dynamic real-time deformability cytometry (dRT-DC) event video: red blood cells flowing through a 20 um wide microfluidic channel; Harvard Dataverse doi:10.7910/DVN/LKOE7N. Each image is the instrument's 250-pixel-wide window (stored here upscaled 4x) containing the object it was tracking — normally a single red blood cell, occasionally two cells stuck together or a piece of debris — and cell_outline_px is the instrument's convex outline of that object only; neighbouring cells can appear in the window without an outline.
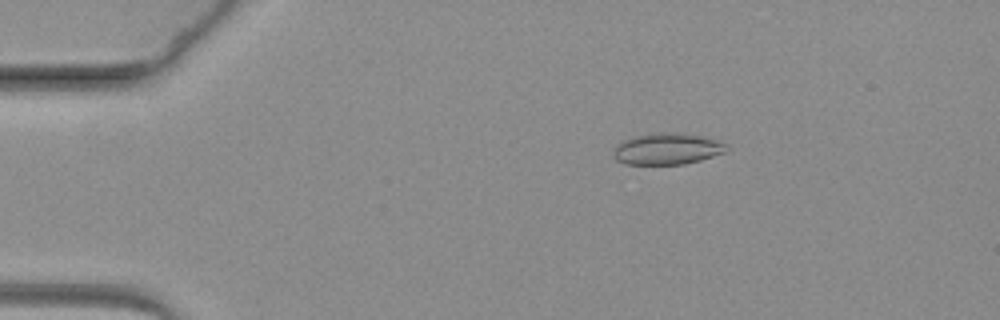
{"species": "common noctule bat (a hibernating species)", "species_latin": "Nyctalus noctula", "temperature_condition": "warm", "stored_images_in_passage": 63, "camera_frame_rate_fps": 3000, "um_per_image_px": 0.085, "animal": {"sex": "female", "body_mass_g": 19.3, "forearm_length_mm": 54.1}, "frame": {"image": 1, "passage_image": 11, "time_ms": 3.333, "image_size_px": [1000, 320], "cell_outline_px": [[728, 152], [700, 160], [684, 164], [624, 164], [616, 160], [612, 156], [612, 152], [624, 140], [636, 136], [668, 132], [676, 132], [700, 136], [720, 140], [728, 148]], "centroid_in_image_um": [56.74, 12.67], "position_along_channel_um": 28.3, "area_um2": 20.58}}
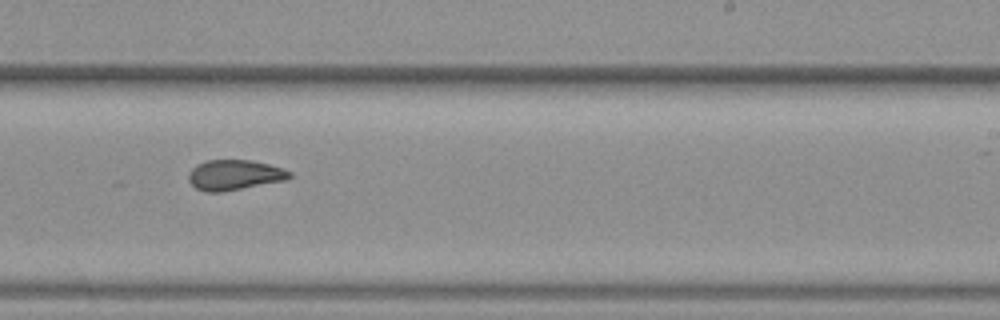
{"frame": {"image": 2, "passage_image": 39, "time_ms": 12.667, "image_size_px": [1000, 320], "cell_outline_px": [[292, 176], [288, 180], [224, 192], [204, 192], [196, 188], [188, 180], [188, 172], [196, 164], [204, 160], [248, 160], [268, 164], [292, 172]], "centroid_in_image_um": [19.91, 14.88], "position_along_channel_um": 269.1, "area_um2": 18.03}}
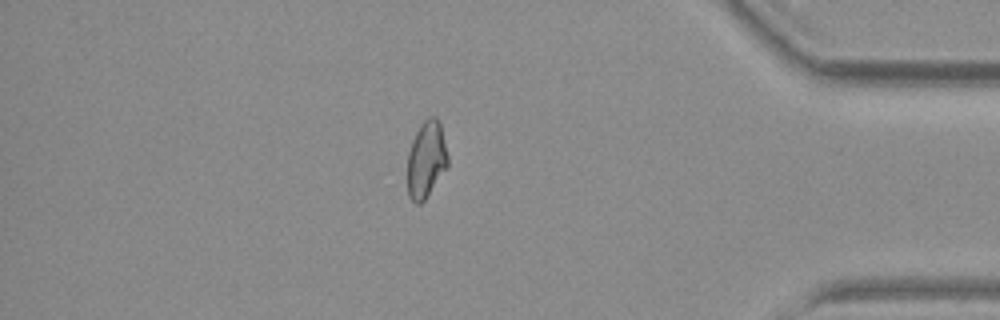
{"frame": {"image": 3, "passage_image": 54, "time_ms": 17.667, "image_size_px": [1000, 320], "cell_outline_px": [[448, 168], [424, 200], [420, 204], [416, 204], [408, 196], [408, 152], [412, 140], [420, 124], [428, 116], [436, 116], [440, 120], [448, 156]], "centroid_in_image_um": [36.25, 13.53], "position_along_channel_um": 399.0, "area_um2": 18.32}}